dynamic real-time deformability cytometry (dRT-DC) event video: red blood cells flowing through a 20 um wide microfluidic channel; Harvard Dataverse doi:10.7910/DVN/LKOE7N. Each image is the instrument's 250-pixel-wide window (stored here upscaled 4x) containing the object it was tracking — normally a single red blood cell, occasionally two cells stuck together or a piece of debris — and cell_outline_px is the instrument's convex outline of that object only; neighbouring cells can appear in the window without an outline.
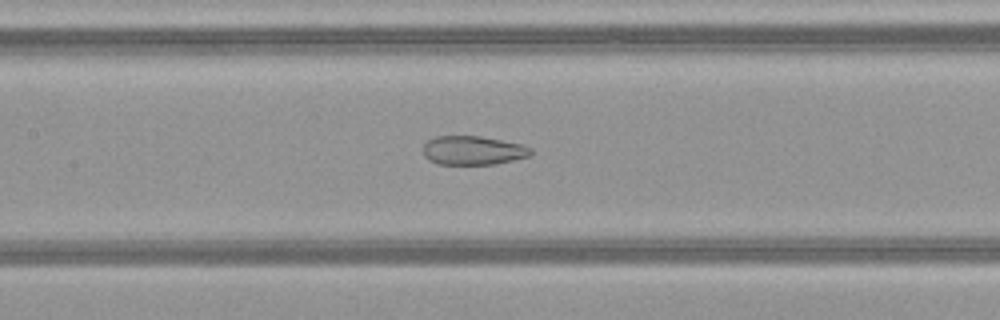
{"species": "common noctule bat (a hibernating species)", "species_latin": "Nyctalus noctula", "temperature_condition": "warm", "stored_images_in_passage": 45, "camera_frame_rate_fps": 3000, "um_per_image_px": 0.085, "animal": {"sex": "female", "body_mass_g": 21.9}, "frame": {"image": 1, "passage_image": 23, "time_ms": 7.333, "image_size_px": [1000, 320], "cell_outline_px": [[532, 156], [496, 164], [436, 164], [428, 160], [424, 156], [424, 144], [428, 140], [436, 136], [480, 136], [524, 144], [532, 148]], "centroid_in_image_um": [40.24, 12.79], "position_along_channel_um": 167.2, "area_um2": 18.38}}
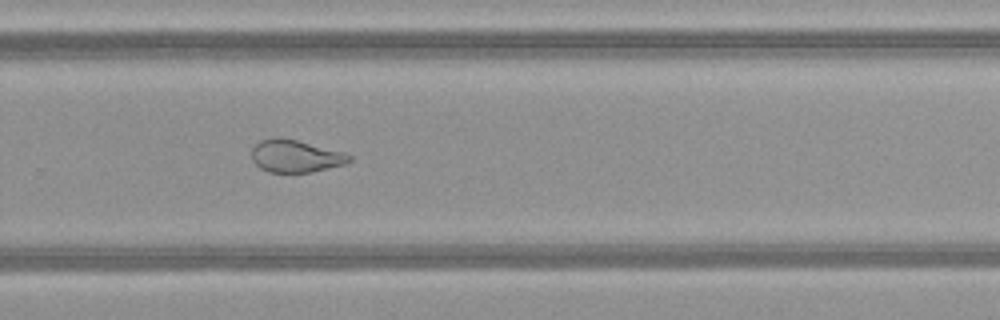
{"frame": {"image": 2, "passage_image": 33, "time_ms": 10.667, "image_size_px": [1000, 320], "cell_outline_px": [[352, 160], [344, 164], [312, 172], [268, 172], [260, 168], [252, 160], [252, 148], [260, 140], [276, 136], [296, 140], [344, 152], [352, 156]], "centroid_in_image_um": [25.1, 13.26], "position_along_channel_um": 304.7, "area_um2": 18.44}}
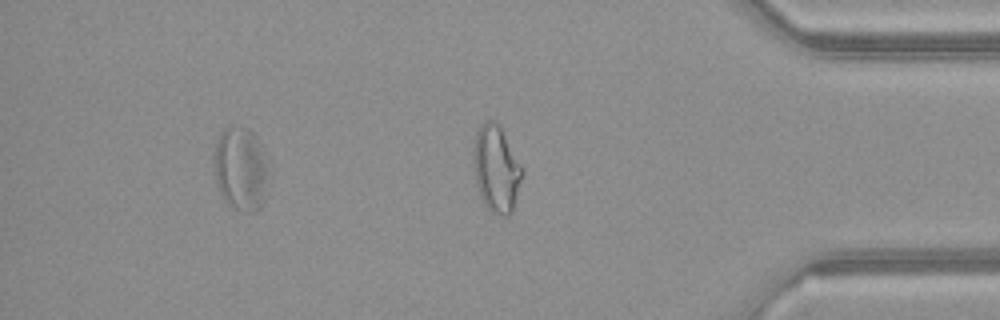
{"frame": {"image": 3, "passage_image": 41, "time_ms": 13.333, "image_size_px": [1000, 320], "cell_outline_px": [[264, 204], [256, 212], [244, 212], [228, 204], [224, 200], [220, 192], [216, 176], [212, 152], [220, 132], [224, 128], [248, 128], [260, 140], [264, 160]], "centroid_in_image_um": [20.4, 14.35], "position_along_channel_um": 414.8, "area_um2": 25.89}, "authors_computed_cell_mechanics": {"area_um2": 25.8944, "velocity_mm_per_s": 4.147, "shape_relaxation_time_tau1_ms": null, "shape_relaxation_time_tau2_ms": 1.4287, "deformation_change_tau1": null, "deformation_change_tau2": 0.0893}}